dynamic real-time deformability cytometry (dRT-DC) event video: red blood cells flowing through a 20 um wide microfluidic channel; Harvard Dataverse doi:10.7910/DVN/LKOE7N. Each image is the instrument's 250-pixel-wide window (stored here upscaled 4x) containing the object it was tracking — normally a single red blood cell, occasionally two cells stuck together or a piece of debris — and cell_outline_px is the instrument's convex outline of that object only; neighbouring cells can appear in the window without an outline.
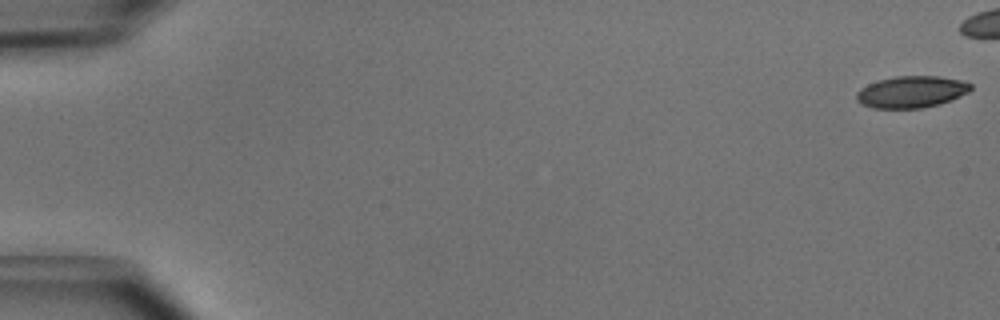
{"species": "common noctule bat (a hibernating species)", "species_latin": "Nyctalus noctula", "temperature_condition": "cold", "stored_images_in_passage": 42, "camera_frame_rate_fps": 3000, "um_per_image_px": 0.085, "animal": {"sex": "male", "body_mass_g": 15.6}, "frame": {"image": 1, "passage_image": 1, "time_ms": 0.0, "image_size_px": [1000, 320], "cell_outline_px": [[972, 88], [968, 92], [952, 100], [940, 104], [920, 108], [872, 108], [856, 100], [856, 92], [860, 88], [868, 84], [892, 76], [940, 76], [960, 80], [972, 84]], "centroid_in_image_um": [77.48, 7.8], "position_along_channel_um": 7.5, "area_um2": 21.15}}
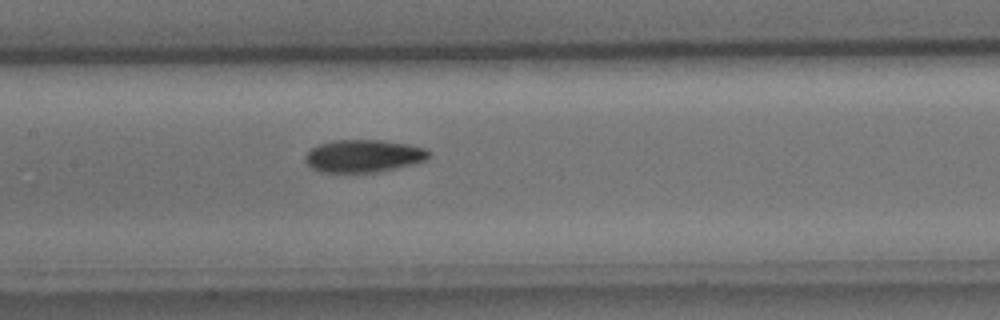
{"frame": {"image": 2, "passage_image": 25, "time_ms": 8.0, "image_size_px": [1000, 320], "cell_outline_px": [[432, 156], [424, 160], [412, 164], [376, 172], [320, 172], [312, 168], [304, 160], [304, 156], [312, 148], [320, 144], [336, 140], [380, 140], [408, 144], [424, 148]], "centroid_in_image_um": [30.88, 13.25], "position_along_channel_um": 176.5, "area_um2": 23.24}}
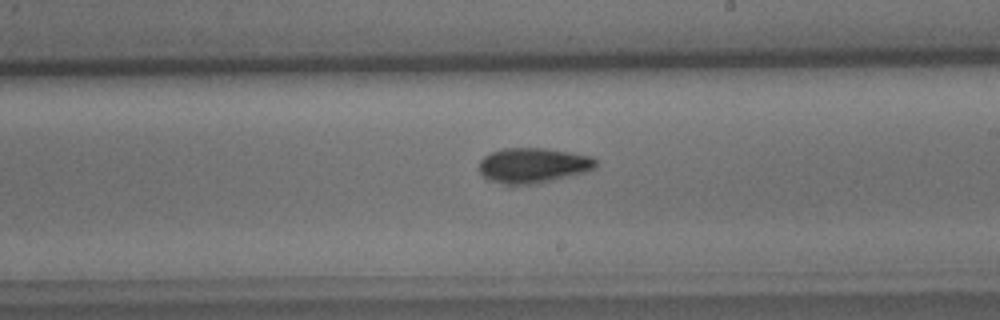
{"frame": {"image": 3, "passage_image": 30, "time_ms": 9.667, "image_size_px": [1000, 320], "cell_outline_px": [[596, 168], [588, 172], [572, 176], [536, 184], [508, 188], [488, 180], [480, 172], [480, 160], [484, 156], [492, 152], [504, 148], [544, 148], [592, 156], [596, 160]], "centroid_in_image_um": [45.3, 14.11], "position_along_channel_um": 243.7, "area_um2": 24.62}}